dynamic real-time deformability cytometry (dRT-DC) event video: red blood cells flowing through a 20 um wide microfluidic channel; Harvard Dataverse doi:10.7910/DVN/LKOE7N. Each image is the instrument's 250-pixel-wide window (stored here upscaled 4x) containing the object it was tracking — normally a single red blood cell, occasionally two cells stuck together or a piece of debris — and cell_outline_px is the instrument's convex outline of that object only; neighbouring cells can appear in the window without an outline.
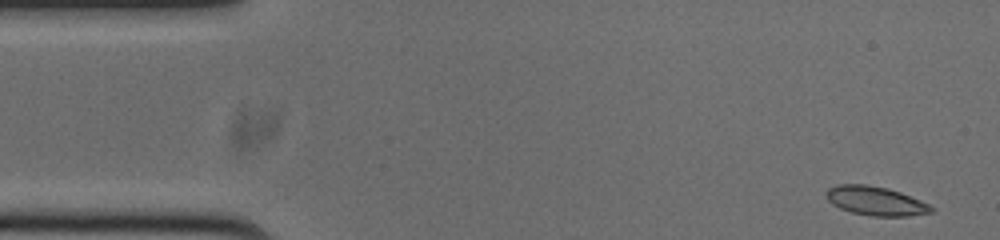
{"species": "common noctule bat (a hibernating species)", "species_latin": "Nyctalus noctula", "temperature_condition": "cold", "stored_images_in_passage": 53, "camera_frame_rate_fps": 3000, "um_per_image_px": 0.085, "animal": {"sex": "male", "body_mass_g": 20.0, "forearm_length_mm": 53.3}, "frame": {"image": 1, "passage_image": 1, "time_ms": 0.0, "image_size_px": [1000, 240], "cell_outline_px": [[936, 208], [932, 212], [908, 216], [872, 216], [852, 212], [840, 208], [832, 204], [824, 196], [828, 188], [836, 184], [864, 184], [888, 188], [900, 192], [920, 200]], "centroid_in_image_um": [74.41, 17.07], "position_along_channel_um": 10.6, "area_um2": 17.8}}
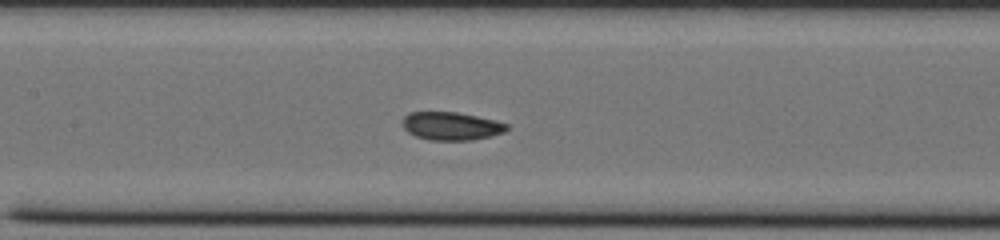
{"frame": {"image": 2, "passage_image": 22, "time_ms": 7.0, "image_size_px": [1000, 240], "cell_outline_px": [[508, 128], [504, 132], [492, 136], [472, 140], [428, 140], [416, 136], [408, 132], [404, 128], [404, 116], [408, 112], [456, 112], [496, 120], [508, 124]], "centroid_in_image_um": [38.38, 10.72], "position_along_channel_um": 169.0, "area_um2": 17.05}}
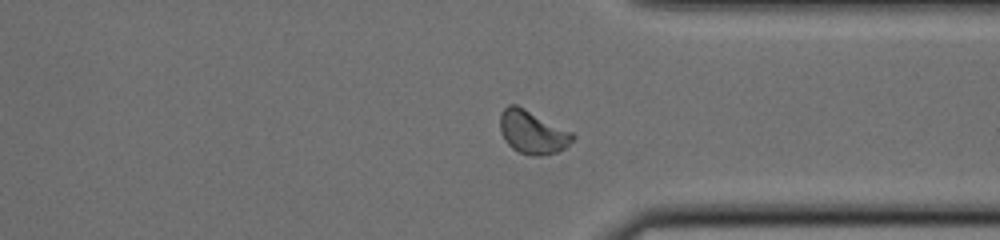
{"frame": {"image": 3, "passage_image": 38, "time_ms": 12.333, "image_size_px": [1000, 240], "cell_outline_px": [[576, 136], [564, 148], [556, 152], [540, 156], [532, 156], [520, 152], [512, 148], [504, 140], [500, 132], [500, 112], [508, 104], [516, 104], [572, 132]], "centroid_in_image_um": [45.22, 11.23], "position_along_channel_um": 366.2, "area_um2": 18.21}, "authors_computed_cell_mechanics": {"area_um2": 17.629, "velocity_mm_per_s": 3.7495, "shape_relaxation_time_tau1_ms": 3.6337, "shape_relaxation_time_tau2_ms": 2.3354, "deformation_change_tau1": 0.1137, "deformation_change_tau2": 0.0736}}